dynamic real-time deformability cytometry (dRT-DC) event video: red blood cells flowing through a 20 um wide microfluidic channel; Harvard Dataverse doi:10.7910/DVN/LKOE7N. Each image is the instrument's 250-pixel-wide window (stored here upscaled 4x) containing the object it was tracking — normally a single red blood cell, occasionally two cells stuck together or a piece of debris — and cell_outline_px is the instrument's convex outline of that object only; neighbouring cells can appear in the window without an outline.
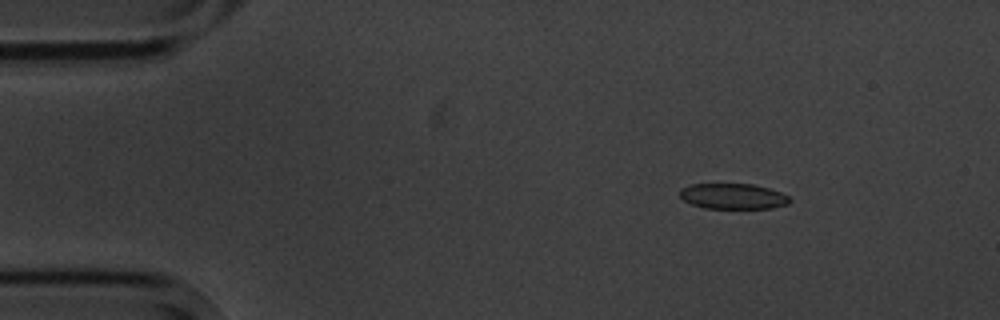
{"species": "common noctule bat (a hibernating species)", "species_latin": "Nyctalus noctula", "temperature_condition": "cold", "stored_images_in_passage": 3, "camera_frame_rate_fps": 3000, "um_per_image_px": 0.085, "animal": {"sex": "male", "body_mass_g": 20.1, "forearm_length_mm": 53.5}, "frame": {"image": 1, "passage_image": 1, "time_ms": 0.0, "image_size_px": [1000, 320], "cell_outline_px": [[792, 200], [788, 204], [772, 208], [704, 208], [692, 204], [684, 200], [680, 196], [680, 188], [688, 184], [752, 184], [768, 188], [780, 192], [788, 196]], "centroid_in_image_um": [62.3, 16.68], "position_along_channel_um": 22.7, "area_um2": 16.36}}